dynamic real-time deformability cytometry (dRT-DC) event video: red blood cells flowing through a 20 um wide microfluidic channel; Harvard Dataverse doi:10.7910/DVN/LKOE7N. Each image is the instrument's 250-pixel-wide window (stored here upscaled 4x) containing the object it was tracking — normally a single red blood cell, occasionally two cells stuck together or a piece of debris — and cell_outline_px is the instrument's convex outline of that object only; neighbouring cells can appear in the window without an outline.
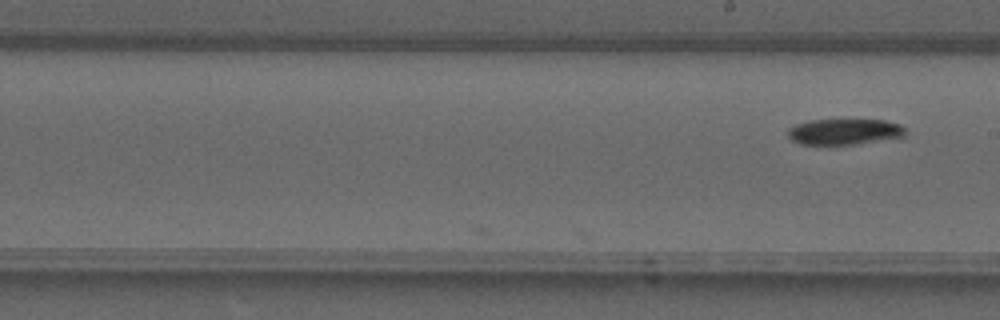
{"species": "common noctule bat (a hibernating species)", "species_latin": "Nyctalus noctula", "temperature_condition": "warm", "stored_images_in_passage": 15, "camera_frame_rate_fps": 3000, "um_per_image_px": 0.085, "animal": {"sex": "male", "forearm_length_mm": 52.5}, "frame": {"image": 1, "passage_image": 15, "time_ms": 4.667, "image_size_px": [1000, 320], "cell_outline_px": [[904, 136], [856, 144], [800, 144], [792, 140], [788, 136], [788, 128], [796, 124], [808, 120], [884, 120], [900, 124], [904, 128]], "centroid_in_image_um": [71.73, 11.19], "position_along_channel_um": 217.3, "area_um2": 17.51}}